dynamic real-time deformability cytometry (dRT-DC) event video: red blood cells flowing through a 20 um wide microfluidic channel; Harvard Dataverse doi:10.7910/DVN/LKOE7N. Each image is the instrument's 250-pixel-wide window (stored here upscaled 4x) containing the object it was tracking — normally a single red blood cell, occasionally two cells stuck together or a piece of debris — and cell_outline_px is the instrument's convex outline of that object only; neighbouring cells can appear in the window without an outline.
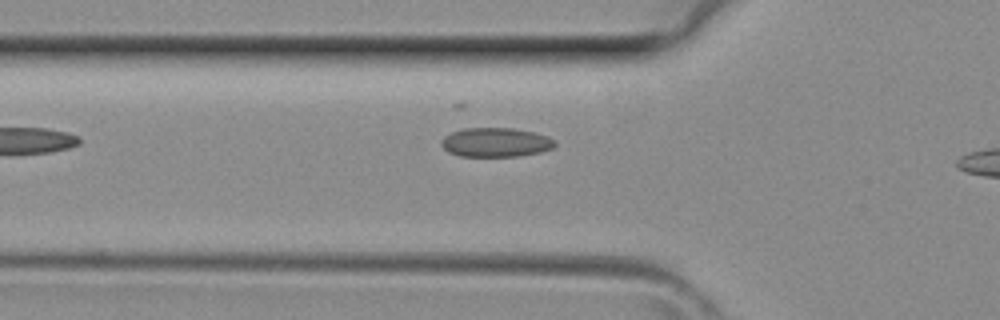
{"species": "common noctule bat (a hibernating species)", "species_latin": "Nyctalus noctula", "temperature_condition": "room temperature", "stored_images_in_passage": 4, "segment_of_instrument_passage": [1, 2], "camera_frame_rate_fps": 3000, "um_per_image_px": 0.085, "animal": {"sex": "female", "body_mass_g": 29.2, "forearm_length_mm": 56.3}, "frame": {"image": 1, "passage_image": 3, "time_ms": 0.667, "image_size_px": [1000, 320], "cell_outline_px": [[556, 144], [552, 148], [540, 152], [516, 156], [460, 156], [448, 152], [440, 144], [440, 140], [444, 136], [452, 132], [464, 128], [512, 128], [532, 132], [548, 136], [556, 140]], "centroid_in_image_um": [42.12, 12.09], "position_along_channel_um": 83.7, "area_um2": 19.31}}